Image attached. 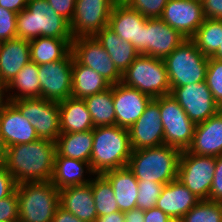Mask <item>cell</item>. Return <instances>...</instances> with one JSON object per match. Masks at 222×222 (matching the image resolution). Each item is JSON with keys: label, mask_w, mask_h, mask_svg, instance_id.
Returning a JSON list of instances; mask_svg holds the SVG:
<instances>
[{"label": "cell", "mask_w": 222, "mask_h": 222, "mask_svg": "<svg viewBox=\"0 0 222 222\" xmlns=\"http://www.w3.org/2000/svg\"><path fill=\"white\" fill-rule=\"evenodd\" d=\"M55 154L56 142L39 138L34 142L6 147L4 166L16 185L50 181Z\"/></svg>", "instance_id": "1"}, {"label": "cell", "mask_w": 222, "mask_h": 222, "mask_svg": "<svg viewBox=\"0 0 222 222\" xmlns=\"http://www.w3.org/2000/svg\"><path fill=\"white\" fill-rule=\"evenodd\" d=\"M90 166L95 174L127 166L132 154L129 132L118 125L95 127Z\"/></svg>", "instance_id": "2"}, {"label": "cell", "mask_w": 222, "mask_h": 222, "mask_svg": "<svg viewBox=\"0 0 222 222\" xmlns=\"http://www.w3.org/2000/svg\"><path fill=\"white\" fill-rule=\"evenodd\" d=\"M40 36L73 39L69 22L46 0H27L26 8L17 13V38L32 40Z\"/></svg>", "instance_id": "3"}, {"label": "cell", "mask_w": 222, "mask_h": 222, "mask_svg": "<svg viewBox=\"0 0 222 222\" xmlns=\"http://www.w3.org/2000/svg\"><path fill=\"white\" fill-rule=\"evenodd\" d=\"M181 152L168 145L132 150L127 167L138 181L168 184L177 179Z\"/></svg>", "instance_id": "4"}, {"label": "cell", "mask_w": 222, "mask_h": 222, "mask_svg": "<svg viewBox=\"0 0 222 222\" xmlns=\"http://www.w3.org/2000/svg\"><path fill=\"white\" fill-rule=\"evenodd\" d=\"M18 222H52L59 206V190L51 181L16 185Z\"/></svg>", "instance_id": "5"}, {"label": "cell", "mask_w": 222, "mask_h": 222, "mask_svg": "<svg viewBox=\"0 0 222 222\" xmlns=\"http://www.w3.org/2000/svg\"><path fill=\"white\" fill-rule=\"evenodd\" d=\"M121 83L138 89L153 99L171 93L166 65L163 59L139 54L122 73Z\"/></svg>", "instance_id": "6"}, {"label": "cell", "mask_w": 222, "mask_h": 222, "mask_svg": "<svg viewBox=\"0 0 222 222\" xmlns=\"http://www.w3.org/2000/svg\"><path fill=\"white\" fill-rule=\"evenodd\" d=\"M209 57L205 56L191 40H185L163 60L170 87L203 82L206 79Z\"/></svg>", "instance_id": "7"}, {"label": "cell", "mask_w": 222, "mask_h": 222, "mask_svg": "<svg viewBox=\"0 0 222 222\" xmlns=\"http://www.w3.org/2000/svg\"><path fill=\"white\" fill-rule=\"evenodd\" d=\"M216 157L181 152L177 179L200 200H209Z\"/></svg>", "instance_id": "8"}, {"label": "cell", "mask_w": 222, "mask_h": 222, "mask_svg": "<svg viewBox=\"0 0 222 222\" xmlns=\"http://www.w3.org/2000/svg\"><path fill=\"white\" fill-rule=\"evenodd\" d=\"M35 128L40 139L56 142L60 135L59 103L33 97L10 101Z\"/></svg>", "instance_id": "9"}, {"label": "cell", "mask_w": 222, "mask_h": 222, "mask_svg": "<svg viewBox=\"0 0 222 222\" xmlns=\"http://www.w3.org/2000/svg\"><path fill=\"white\" fill-rule=\"evenodd\" d=\"M159 109L164 129V145L181 151L187 150L194 135L195 124L170 94L159 97Z\"/></svg>", "instance_id": "10"}, {"label": "cell", "mask_w": 222, "mask_h": 222, "mask_svg": "<svg viewBox=\"0 0 222 222\" xmlns=\"http://www.w3.org/2000/svg\"><path fill=\"white\" fill-rule=\"evenodd\" d=\"M170 88V95L195 125L206 121L221 109L214 101L205 81Z\"/></svg>", "instance_id": "11"}, {"label": "cell", "mask_w": 222, "mask_h": 222, "mask_svg": "<svg viewBox=\"0 0 222 222\" xmlns=\"http://www.w3.org/2000/svg\"><path fill=\"white\" fill-rule=\"evenodd\" d=\"M73 53L70 51L63 59L39 66L41 98L52 102H62L72 93Z\"/></svg>", "instance_id": "12"}, {"label": "cell", "mask_w": 222, "mask_h": 222, "mask_svg": "<svg viewBox=\"0 0 222 222\" xmlns=\"http://www.w3.org/2000/svg\"><path fill=\"white\" fill-rule=\"evenodd\" d=\"M71 51L73 57L80 64L92 68L112 85L121 82L122 73L116 68L108 52L94 36L73 38Z\"/></svg>", "instance_id": "13"}, {"label": "cell", "mask_w": 222, "mask_h": 222, "mask_svg": "<svg viewBox=\"0 0 222 222\" xmlns=\"http://www.w3.org/2000/svg\"><path fill=\"white\" fill-rule=\"evenodd\" d=\"M114 0H76L70 30L73 38L94 36L108 26Z\"/></svg>", "instance_id": "14"}, {"label": "cell", "mask_w": 222, "mask_h": 222, "mask_svg": "<svg viewBox=\"0 0 222 222\" xmlns=\"http://www.w3.org/2000/svg\"><path fill=\"white\" fill-rule=\"evenodd\" d=\"M133 150L164 145L159 97L152 99L141 117L128 129Z\"/></svg>", "instance_id": "15"}, {"label": "cell", "mask_w": 222, "mask_h": 222, "mask_svg": "<svg viewBox=\"0 0 222 222\" xmlns=\"http://www.w3.org/2000/svg\"><path fill=\"white\" fill-rule=\"evenodd\" d=\"M160 18L185 38L191 39L205 19L202 1L169 0Z\"/></svg>", "instance_id": "16"}, {"label": "cell", "mask_w": 222, "mask_h": 222, "mask_svg": "<svg viewBox=\"0 0 222 222\" xmlns=\"http://www.w3.org/2000/svg\"><path fill=\"white\" fill-rule=\"evenodd\" d=\"M147 18L124 2H116L111 10L108 26L124 41H129L144 55V36Z\"/></svg>", "instance_id": "17"}, {"label": "cell", "mask_w": 222, "mask_h": 222, "mask_svg": "<svg viewBox=\"0 0 222 222\" xmlns=\"http://www.w3.org/2000/svg\"><path fill=\"white\" fill-rule=\"evenodd\" d=\"M115 125L129 129L143 114L151 96L138 89L117 83L112 85Z\"/></svg>", "instance_id": "18"}, {"label": "cell", "mask_w": 222, "mask_h": 222, "mask_svg": "<svg viewBox=\"0 0 222 222\" xmlns=\"http://www.w3.org/2000/svg\"><path fill=\"white\" fill-rule=\"evenodd\" d=\"M187 38L161 18H147L144 36V55L164 59Z\"/></svg>", "instance_id": "19"}, {"label": "cell", "mask_w": 222, "mask_h": 222, "mask_svg": "<svg viewBox=\"0 0 222 222\" xmlns=\"http://www.w3.org/2000/svg\"><path fill=\"white\" fill-rule=\"evenodd\" d=\"M0 134L6 147L39 139L35 128L11 102L0 106Z\"/></svg>", "instance_id": "20"}, {"label": "cell", "mask_w": 222, "mask_h": 222, "mask_svg": "<svg viewBox=\"0 0 222 222\" xmlns=\"http://www.w3.org/2000/svg\"><path fill=\"white\" fill-rule=\"evenodd\" d=\"M186 151L204 156L222 155V109L195 125L191 144Z\"/></svg>", "instance_id": "21"}, {"label": "cell", "mask_w": 222, "mask_h": 222, "mask_svg": "<svg viewBox=\"0 0 222 222\" xmlns=\"http://www.w3.org/2000/svg\"><path fill=\"white\" fill-rule=\"evenodd\" d=\"M95 175L89 162L60 156L56 152L50 181L58 190H61L70 186L87 184Z\"/></svg>", "instance_id": "22"}, {"label": "cell", "mask_w": 222, "mask_h": 222, "mask_svg": "<svg viewBox=\"0 0 222 222\" xmlns=\"http://www.w3.org/2000/svg\"><path fill=\"white\" fill-rule=\"evenodd\" d=\"M59 205L83 222H96L98 217L91 181L59 190Z\"/></svg>", "instance_id": "23"}, {"label": "cell", "mask_w": 222, "mask_h": 222, "mask_svg": "<svg viewBox=\"0 0 222 222\" xmlns=\"http://www.w3.org/2000/svg\"><path fill=\"white\" fill-rule=\"evenodd\" d=\"M199 201L182 182L175 179L164 185L156 207L171 219H181Z\"/></svg>", "instance_id": "24"}, {"label": "cell", "mask_w": 222, "mask_h": 222, "mask_svg": "<svg viewBox=\"0 0 222 222\" xmlns=\"http://www.w3.org/2000/svg\"><path fill=\"white\" fill-rule=\"evenodd\" d=\"M30 61L29 40L15 38L0 44V77L8 84Z\"/></svg>", "instance_id": "25"}, {"label": "cell", "mask_w": 222, "mask_h": 222, "mask_svg": "<svg viewBox=\"0 0 222 222\" xmlns=\"http://www.w3.org/2000/svg\"><path fill=\"white\" fill-rule=\"evenodd\" d=\"M102 175L112 185L119 211L137 208L138 180L127 166L106 171Z\"/></svg>", "instance_id": "26"}, {"label": "cell", "mask_w": 222, "mask_h": 222, "mask_svg": "<svg viewBox=\"0 0 222 222\" xmlns=\"http://www.w3.org/2000/svg\"><path fill=\"white\" fill-rule=\"evenodd\" d=\"M61 133L93 130L94 125L84 99L69 97L59 102Z\"/></svg>", "instance_id": "27"}, {"label": "cell", "mask_w": 222, "mask_h": 222, "mask_svg": "<svg viewBox=\"0 0 222 222\" xmlns=\"http://www.w3.org/2000/svg\"><path fill=\"white\" fill-rule=\"evenodd\" d=\"M94 37L108 52L116 68L123 73L139 55L129 41L122 40L109 26L97 32Z\"/></svg>", "instance_id": "28"}, {"label": "cell", "mask_w": 222, "mask_h": 222, "mask_svg": "<svg viewBox=\"0 0 222 222\" xmlns=\"http://www.w3.org/2000/svg\"><path fill=\"white\" fill-rule=\"evenodd\" d=\"M111 83L92 68L80 64L73 57L72 64V93L74 98L85 99L91 95L104 92Z\"/></svg>", "instance_id": "29"}, {"label": "cell", "mask_w": 222, "mask_h": 222, "mask_svg": "<svg viewBox=\"0 0 222 222\" xmlns=\"http://www.w3.org/2000/svg\"><path fill=\"white\" fill-rule=\"evenodd\" d=\"M39 66L29 61L7 84V96L10 101L23 98L41 97Z\"/></svg>", "instance_id": "30"}, {"label": "cell", "mask_w": 222, "mask_h": 222, "mask_svg": "<svg viewBox=\"0 0 222 222\" xmlns=\"http://www.w3.org/2000/svg\"><path fill=\"white\" fill-rule=\"evenodd\" d=\"M72 41L42 36L29 40L30 61L37 65L59 61L71 51Z\"/></svg>", "instance_id": "31"}, {"label": "cell", "mask_w": 222, "mask_h": 222, "mask_svg": "<svg viewBox=\"0 0 222 222\" xmlns=\"http://www.w3.org/2000/svg\"><path fill=\"white\" fill-rule=\"evenodd\" d=\"M93 146L92 130L60 133L56 140V152L60 156L90 163Z\"/></svg>", "instance_id": "32"}, {"label": "cell", "mask_w": 222, "mask_h": 222, "mask_svg": "<svg viewBox=\"0 0 222 222\" xmlns=\"http://www.w3.org/2000/svg\"><path fill=\"white\" fill-rule=\"evenodd\" d=\"M91 114L94 128L115 125V109L112 96V85L104 92L84 99Z\"/></svg>", "instance_id": "33"}, {"label": "cell", "mask_w": 222, "mask_h": 222, "mask_svg": "<svg viewBox=\"0 0 222 222\" xmlns=\"http://www.w3.org/2000/svg\"><path fill=\"white\" fill-rule=\"evenodd\" d=\"M191 40L207 57H211L222 44V20L204 19Z\"/></svg>", "instance_id": "34"}, {"label": "cell", "mask_w": 222, "mask_h": 222, "mask_svg": "<svg viewBox=\"0 0 222 222\" xmlns=\"http://www.w3.org/2000/svg\"><path fill=\"white\" fill-rule=\"evenodd\" d=\"M91 187L98 217L119 211L112 185L102 174L92 178Z\"/></svg>", "instance_id": "35"}, {"label": "cell", "mask_w": 222, "mask_h": 222, "mask_svg": "<svg viewBox=\"0 0 222 222\" xmlns=\"http://www.w3.org/2000/svg\"><path fill=\"white\" fill-rule=\"evenodd\" d=\"M180 220L181 222H222V203L200 200Z\"/></svg>", "instance_id": "36"}, {"label": "cell", "mask_w": 222, "mask_h": 222, "mask_svg": "<svg viewBox=\"0 0 222 222\" xmlns=\"http://www.w3.org/2000/svg\"><path fill=\"white\" fill-rule=\"evenodd\" d=\"M164 185L154 181H138L137 208L145 211L156 207Z\"/></svg>", "instance_id": "37"}, {"label": "cell", "mask_w": 222, "mask_h": 222, "mask_svg": "<svg viewBox=\"0 0 222 222\" xmlns=\"http://www.w3.org/2000/svg\"><path fill=\"white\" fill-rule=\"evenodd\" d=\"M205 82L214 101L222 109V60L209 57Z\"/></svg>", "instance_id": "38"}, {"label": "cell", "mask_w": 222, "mask_h": 222, "mask_svg": "<svg viewBox=\"0 0 222 222\" xmlns=\"http://www.w3.org/2000/svg\"><path fill=\"white\" fill-rule=\"evenodd\" d=\"M168 1L169 0H126L124 3L146 18H160Z\"/></svg>", "instance_id": "39"}, {"label": "cell", "mask_w": 222, "mask_h": 222, "mask_svg": "<svg viewBox=\"0 0 222 222\" xmlns=\"http://www.w3.org/2000/svg\"><path fill=\"white\" fill-rule=\"evenodd\" d=\"M17 38V13L0 6V42Z\"/></svg>", "instance_id": "40"}, {"label": "cell", "mask_w": 222, "mask_h": 222, "mask_svg": "<svg viewBox=\"0 0 222 222\" xmlns=\"http://www.w3.org/2000/svg\"><path fill=\"white\" fill-rule=\"evenodd\" d=\"M18 221V197L15 190L10 196L0 200V222Z\"/></svg>", "instance_id": "41"}, {"label": "cell", "mask_w": 222, "mask_h": 222, "mask_svg": "<svg viewBox=\"0 0 222 222\" xmlns=\"http://www.w3.org/2000/svg\"><path fill=\"white\" fill-rule=\"evenodd\" d=\"M209 200L222 203V155L216 157L215 173Z\"/></svg>", "instance_id": "42"}, {"label": "cell", "mask_w": 222, "mask_h": 222, "mask_svg": "<svg viewBox=\"0 0 222 222\" xmlns=\"http://www.w3.org/2000/svg\"><path fill=\"white\" fill-rule=\"evenodd\" d=\"M48 4L69 23L73 18L76 0H46Z\"/></svg>", "instance_id": "43"}, {"label": "cell", "mask_w": 222, "mask_h": 222, "mask_svg": "<svg viewBox=\"0 0 222 222\" xmlns=\"http://www.w3.org/2000/svg\"><path fill=\"white\" fill-rule=\"evenodd\" d=\"M16 189V183L4 164L0 165V200L10 196Z\"/></svg>", "instance_id": "44"}, {"label": "cell", "mask_w": 222, "mask_h": 222, "mask_svg": "<svg viewBox=\"0 0 222 222\" xmlns=\"http://www.w3.org/2000/svg\"><path fill=\"white\" fill-rule=\"evenodd\" d=\"M204 18L222 20V0H203Z\"/></svg>", "instance_id": "45"}, {"label": "cell", "mask_w": 222, "mask_h": 222, "mask_svg": "<svg viewBox=\"0 0 222 222\" xmlns=\"http://www.w3.org/2000/svg\"><path fill=\"white\" fill-rule=\"evenodd\" d=\"M171 218L157 207L144 211V222H169Z\"/></svg>", "instance_id": "46"}, {"label": "cell", "mask_w": 222, "mask_h": 222, "mask_svg": "<svg viewBox=\"0 0 222 222\" xmlns=\"http://www.w3.org/2000/svg\"><path fill=\"white\" fill-rule=\"evenodd\" d=\"M52 222H83L60 205L57 207Z\"/></svg>", "instance_id": "47"}, {"label": "cell", "mask_w": 222, "mask_h": 222, "mask_svg": "<svg viewBox=\"0 0 222 222\" xmlns=\"http://www.w3.org/2000/svg\"><path fill=\"white\" fill-rule=\"evenodd\" d=\"M27 0H0V6L15 13L26 8Z\"/></svg>", "instance_id": "48"}, {"label": "cell", "mask_w": 222, "mask_h": 222, "mask_svg": "<svg viewBox=\"0 0 222 222\" xmlns=\"http://www.w3.org/2000/svg\"><path fill=\"white\" fill-rule=\"evenodd\" d=\"M124 222H144V210L139 208L124 212Z\"/></svg>", "instance_id": "49"}, {"label": "cell", "mask_w": 222, "mask_h": 222, "mask_svg": "<svg viewBox=\"0 0 222 222\" xmlns=\"http://www.w3.org/2000/svg\"><path fill=\"white\" fill-rule=\"evenodd\" d=\"M125 215L124 212L116 211L111 214H107L104 216H99L96 219V222H124Z\"/></svg>", "instance_id": "50"}, {"label": "cell", "mask_w": 222, "mask_h": 222, "mask_svg": "<svg viewBox=\"0 0 222 222\" xmlns=\"http://www.w3.org/2000/svg\"><path fill=\"white\" fill-rule=\"evenodd\" d=\"M7 102H9V99L7 96V84L0 77V106H2L3 104Z\"/></svg>", "instance_id": "51"}, {"label": "cell", "mask_w": 222, "mask_h": 222, "mask_svg": "<svg viewBox=\"0 0 222 222\" xmlns=\"http://www.w3.org/2000/svg\"><path fill=\"white\" fill-rule=\"evenodd\" d=\"M6 156V146L0 134V165L4 164Z\"/></svg>", "instance_id": "52"}, {"label": "cell", "mask_w": 222, "mask_h": 222, "mask_svg": "<svg viewBox=\"0 0 222 222\" xmlns=\"http://www.w3.org/2000/svg\"><path fill=\"white\" fill-rule=\"evenodd\" d=\"M211 57L222 60V44L219 46L218 50Z\"/></svg>", "instance_id": "53"}, {"label": "cell", "mask_w": 222, "mask_h": 222, "mask_svg": "<svg viewBox=\"0 0 222 222\" xmlns=\"http://www.w3.org/2000/svg\"><path fill=\"white\" fill-rule=\"evenodd\" d=\"M169 222H181L180 219H171Z\"/></svg>", "instance_id": "54"}, {"label": "cell", "mask_w": 222, "mask_h": 222, "mask_svg": "<svg viewBox=\"0 0 222 222\" xmlns=\"http://www.w3.org/2000/svg\"><path fill=\"white\" fill-rule=\"evenodd\" d=\"M115 2H125L126 0H114Z\"/></svg>", "instance_id": "55"}]
</instances>
